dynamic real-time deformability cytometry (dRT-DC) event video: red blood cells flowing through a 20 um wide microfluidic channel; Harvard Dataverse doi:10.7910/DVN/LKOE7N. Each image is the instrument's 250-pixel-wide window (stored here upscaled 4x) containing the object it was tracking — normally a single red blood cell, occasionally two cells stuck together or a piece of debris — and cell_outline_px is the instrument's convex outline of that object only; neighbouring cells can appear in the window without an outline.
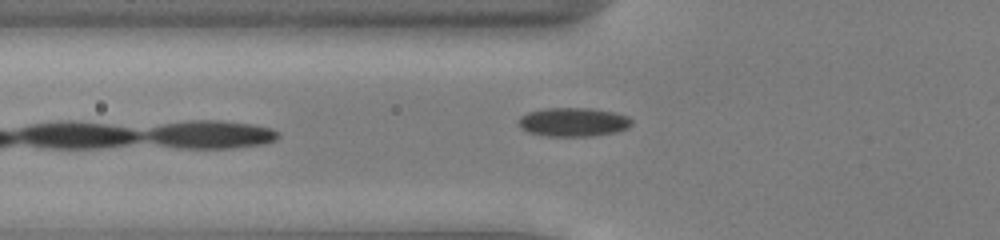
{"species": "common noctule bat (a hibernating species)", "species_latin": "Nyctalus noctula", "temperature_condition": "cold", "stored_images_in_passage": 18, "camera_frame_rate_fps": 3000, "um_per_image_px": 0.085, "animal": {"sex": "male", "body_mass_g": 13.0, "forearm_length_mm": 53.1}, "frame": {"image": 1, "passage_image": 3, "time_ms": 0.667, "image_size_px": [1000, 240], "cell_outline_px": [[632, 124], [628, 128], [616, 132], [592, 136], [548, 136], [528, 132], [520, 128], [520, 116], [528, 112], [544, 108], [592, 108], [612, 112], [628, 116], [632, 120]], "centroid_in_image_um": [48.75, 10.37], "position_along_channel_um": 77.1, "area_um2": 19.02}}
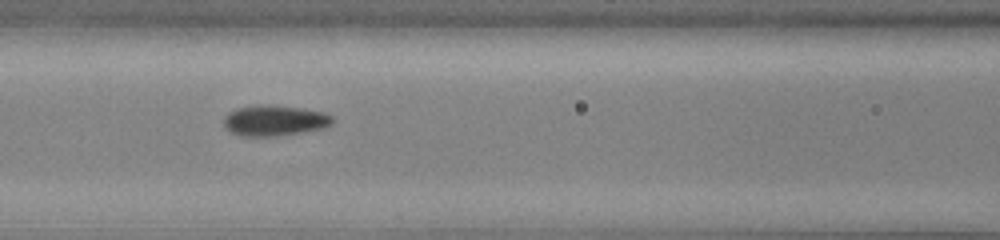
{"frame": {"image": 2, "passage_image": 8, "time_ms": 2.333, "image_size_px": [1000, 240], "cell_outline_px": [[332, 124], [324, 128], [276, 136], [240, 136], [224, 128], [224, 116], [228, 112], [240, 108], [264, 104], [300, 108], [324, 112], [332, 116]], "centroid_in_image_um": [23.32, 10.25], "position_along_channel_um": 143.3, "area_um2": 19.25}}
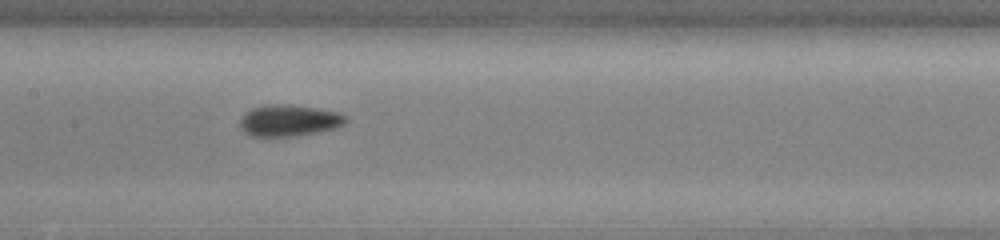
{"frame": {"image": 3, "passage_image": 11, "time_ms": 3.333, "image_size_px": [1000, 240], "cell_outline_px": [[348, 120], [344, 124], [332, 128], [316, 132], [292, 136], [248, 136], [240, 128], [240, 116], [244, 112], [252, 108], [276, 104], [288, 104], [316, 108], [340, 112], [348, 116]], "centroid_in_image_um": [24.54, 10.24], "position_along_channel_um": 182.9, "area_um2": 19.42}}